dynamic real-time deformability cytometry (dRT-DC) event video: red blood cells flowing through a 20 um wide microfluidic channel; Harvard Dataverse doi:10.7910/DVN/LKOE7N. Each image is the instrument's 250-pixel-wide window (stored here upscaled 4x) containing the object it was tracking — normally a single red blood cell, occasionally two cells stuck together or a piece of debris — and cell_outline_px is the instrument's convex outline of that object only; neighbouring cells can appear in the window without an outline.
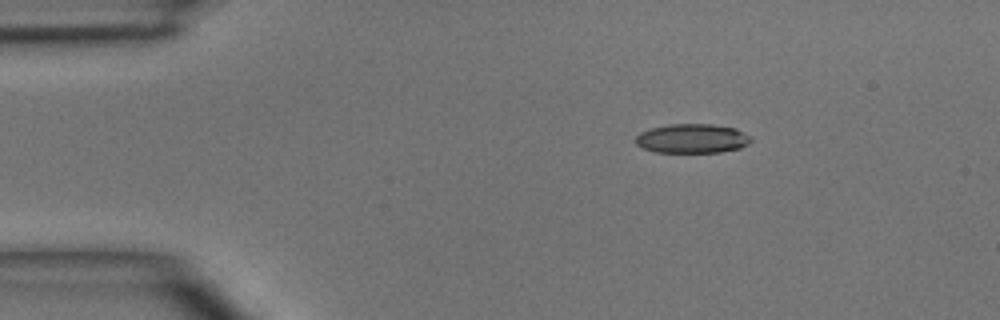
{"species": "common noctule bat (a hibernating species)", "species_latin": "Nyctalus noctula", "temperature_condition": "room temperature", "stored_images_in_passage": 2, "camera_frame_rate_fps": 3000, "um_per_image_px": 0.085, "animal": {"sex": "male", "body_mass_g": 15.6}, "frame": {"image": 1, "passage_image": 1, "time_ms": 0.0, "image_size_px": [1000, 320], "cell_outline_px": [[752, 140], [748, 144], [740, 148], [720, 152], [656, 152], [644, 148], [636, 144], [636, 136], [640, 132], [652, 128], [668, 124], [712, 124], [736, 128], [752, 136]], "centroid_in_image_um": [58.87, 11.77], "position_along_channel_um": 26.1, "area_um2": 19.71}}